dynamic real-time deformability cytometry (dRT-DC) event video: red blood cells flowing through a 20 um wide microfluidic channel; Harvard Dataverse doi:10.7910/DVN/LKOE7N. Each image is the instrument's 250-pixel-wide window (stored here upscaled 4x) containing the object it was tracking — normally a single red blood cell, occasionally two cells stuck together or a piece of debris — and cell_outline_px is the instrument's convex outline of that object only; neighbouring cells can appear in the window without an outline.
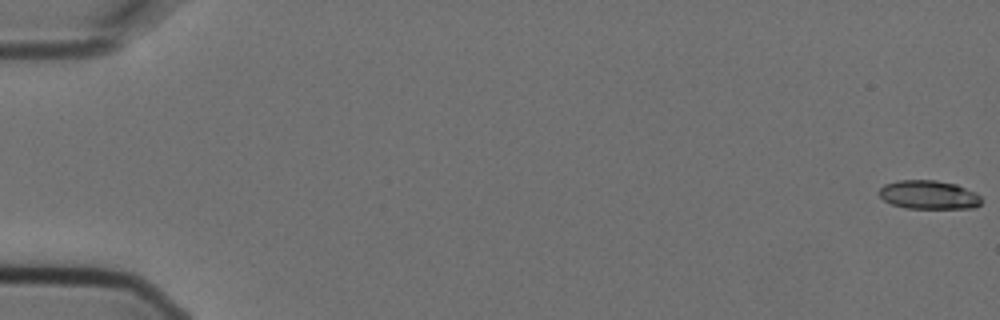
{"species": "Egyptian fruit bat (a non-hibernating species)", "species_latin": "Rousettus aegyptiacus", "temperature_condition": "cold", "stored_images_in_passage": 7, "camera_frame_rate_fps": 3000, "um_per_image_px": 0.085, "animal": {"sex": "female"}, "frame": {"image": 1, "passage_image": 1, "time_ms": 0.0, "image_size_px": [1000, 320], "cell_outline_px": [[980, 204], [972, 208], [904, 208], [892, 204], [884, 200], [880, 196], [880, 188], [884, 184], [896, 180], [936, 180], [956, 184], [976, 192], [980, 196]], "centroid_in_image_um": [78.93, 16.55], "position_along_channel_um": 6.1, "area_um2": 17.11}}
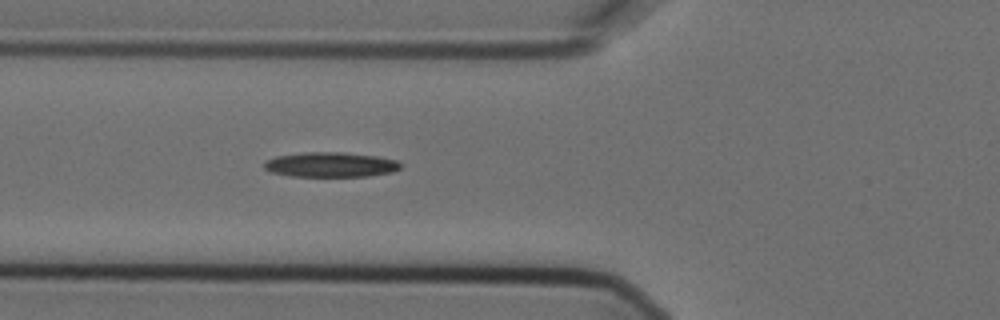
{"frame": {"image": 2, "passage_image": 7, "time_ms": 2.0, "image_size_px": [1000, 320], "cell_outline_px": [[400, 168], [392, 172], [368, 176], [288, 176], [272, 172], [264, 168], [264, 160], [276, 156], [304, 152], [344, 152], [376, 156], [396, 160], [400, 164]], "centroid_in_image_um": [28.06, 13.99], "position_along_channel_um": 97.7, "area_um2": 19.77}}